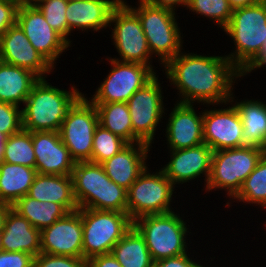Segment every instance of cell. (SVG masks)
<instances>
[{"mask_svg":"<svg viewBox=\"0 0 266 267\" xmlns=\"http://www.w3.org/2000/svg\"><path fill=\"white\" fill-rule=\"evenodd\" d=\"M163 68L170 84L178 90L177 103H203L208 109L210 105H226L236 80L241 78L226 55L207 56L181 51Z\"/></svg>","mask_w":266,"mask_h":267,"instance_id":"6da1fadb","label":"cell"},{"mask_svg":"<svg viewBox=\"0 0 266 267\" xmlns=\"http://www.w3.org/2000/svg\"><path fill=\"white\" fill-rule=\"evenodd\" d=\"M40 78L32 87L22 110L23 129L59 132L67 111L83 94L76 86L67 91Z\"/></svg>","mask_w":266,"mask_h":267,"instance_id":"7a4b0ae2","label":"cell"},{"mask_svg":"<svg viewBox=\"0 0 266 267\" xmlns=\"http://www.w3.org/2000/svg\"><path fill=\"white\" fill-rule=\"evenodd\" d=\"M71 177L79 209L127 213V190L112 181L101 164L77 162Z\"/></svg>","mask_w":266,"mask_h":267,"instance_id":"3957f363","label":"cell"},{"mask_svg":"<svg viewBox=\"0 0 266 267\" xmlns=\"http://www.w3.org/2000/svg\"><path fill=\"white\" fill-rule=\"evenodd\" d=\"M235 49L226 57L241 73L260 53L266 39V0L233 10L223 29Z\"/></svg>","mask_w":266,"mask_h":267,"instance_id":"277c9868","label":"cell"},{"mask_svg":"<svg viewBox=\"0 0 266 267\" xmlns=\"http://www.w3.org/2000/svg\"><path fill=\"white\" fill-rule=\"evenodd\" d=\"M117 5L130 7L138 15L151 55L158 57L162 66L183 50L184 40L181 37L176 12L151 3H141L137 4L138 7H132L126 0H117Z\"/></svg>","mask_w":266,"mask_h":267,"instance_id":"5b68a950","label":"cell"},{"mask_svg":"<svg viewBox=\"0 0 266 267\" xmlns=\"http://www.w3.org/2000/svg\"><path fill=\"white\" fill-rule=\"evenodd\" d=\"M182 218L179 213L172 211L144 215L133 221V226L143 236L153 261L188 253L186 240L191 232Z\"/></svg>","mask_w":266,"mask_h":267,"instance_id":"8992f818","label":"cell"},{"mask_svg":"<svg viewBox=\"0 0 266 267\" xmlns=\"http://www.w3.org/2000/svg\"><path fill=\"white\" fill-rule=\"evenodd\" d=\"M265 153L264 149L246 145L213 151L210 175L207 183L204 182L205 192L224 190L231 201Z\"/></svg>","mask_w":266,"mask_h":267,"instance_id":"52a82bcc","label":"cell"},{"mask_svg":"<svg viewBox=\"0 0 266 267\" xmlns=\"http://www.w3.org/2000/svg\"><path fill=\"white\" fill-rule=\"evenodd\" d=\"M83 228V258L112 252L115 244L133 226L128 213L81 209Z\"/></svg>","mask_w":266,"mask_h":267,"instance_id":"ba28073f","label":"cell"},{"mask_svg":"<svg viewBox=\"0 0 266 267\" xmlns=\"http://www.w3.org/2000/svg\"><path fill=\"white\" fill-rule=\"evenodd\" d=\"M150 171L147 166L127 190V213L132 221L144 215L174 211L170 204L175 185L162 169Z\"/></svg>","mask_w":266,"mask_h":267,"instance_id":"9c48e42d","label":"cell"},{"mask_svg":"<svg viewBox=\"0 0 266 267\" xmlns=\"http://www.w3.org/2000/svg\"><path fill=\"white\" fill-rule=\"evenodd\" d=\"M98 124L97 108L83 93L67 111L59 131L63 144L76 163L91 162L93 138Z\"/></svg>","mask_w":266,"mask_h":267,"instance_id":"30bf717a","label":"cell"},{"mask_svg":"<svg viewBox=\"0 0 266 267\" xmlns=\"http://www.w3.org/2000/svg\"><path fill=\"white\" fill-rule=\"evenodd\" d=\"M112 24V41L121 62H135L149 66L155 73L152 65L151 52L149 50L146 36L138 15L130 8L117 5L110 17ZM114 24V25H113Z\"/></svg>","mask_w":266,"mask_h":267,"instance_id":"8fae6325","label":"cell"},{"mask_svg":"<svg viewBox=\"0 0 266 267\" xmlns=\"http://www.w3.org/2000/svg\"><path fill=\"white\" fill-rule=\"evenodd\" d=\"M162 94L160 80L156 74L128 100L127 105L133 127V143H145L152 147L157 126L163 119V115L165 116L166 109Z\"/></svg>","mask_w":266,"mask_h":267,"instance_id":"7c38bea8","label":"cell"},{"mask_svg":"<svg viewBox=\"0 0 266 267\" xmlns=\"http://www.w3.org/2000/svg\"><path fill=\"white\" fill-rule=\"evenodd\" d=\"M111 69L95 94L89 100L92 103L125 102L156 73L147 65L135 62H121L111 57L106 58Z\"/></svg>","mask_w":266,"mask_h":267,"instance_id":"4fadbf2b","label":"cell"},{"mask_svg":"<svg viewBox=\"0 0 266 267\" xmlns=\"http://www.w3.org/2000/svg\"><path fill=\"white\" fill-rule=\"evenodd\" d=\"M16 23L31 45L55 68L56 61L71 45L45 20L36 5H19ZM66 50V51H65Z\"/></svg>","mask_w":266,"mask_h":267,"instance_id":"5bb4252c","label":"cell"},{"mask_svg":"<svg viewBox=\"0 0 266 267\" xmlns=\"http://www.w3.org/2000/svg\"><path fill=\"white\" fill-rule=\"evenodd\" d=\"M227 108L203 110V141L213 151L244 146L243 125L233 104Z\"/></svg>","mask_w":266,"mask_h":267,"instance_id":"9a60e30c","label":"cell"},{"mask_svg":"<svg viewBox=\"0 0 266 267\" xmlns=\"http://www.w3.org/2000/svg\"><path fill=\"white\" fill-rule=\"evenodd\" d=\"M40 253L83 257L81 209L67 213L41 230Z\"/></svg>","mask_w":266,"mask_h":267,"instance_id":"2e32d148","label":"cell"},{"mask_svg":"<svg viewBox=\"0 0 266 267\" xmlns=\"http://www.w3.org/2000/svg\"><path fill=\"white\" fill-rule=\"evenodd\" d=\"M0 61L25 68L39 78L55 69L30 43L17 23L0 36Z\"/></svg>","mask_w":266,"mask_h":267,"instance_id":"e0dca14e","label":"cell"},{"mask_svg":"<svg viewBox=\"0 0 266 267\" xmlns=\"http://www.w3.org/2000/svg\"><path fill=\"white\" fill-rule=\"evenodd\" d=\"M170 160L161 169L176 186L194 180L201 175L207 183L213 150L205 143L180 150H169Z\"/></svg>","mask_w":266,"mask_h":267,"instance_id":"ac0fdd59","label":"cell"},{"mask_svg":"<svg viewBox=\"0 0 266 267\" xmlns=\"http://www.w3.org/2000/svg\"><path fill=\"white\" fill-rule=\"evenodd\" d=\"M35 169L39 174L71 175L75 166L60 133L55 131L32 132Z\"/></svg>","mask_w":266,"mask_h":267,"instance_id":"d6986e66","label":"cell"},{"mask_svg":"<svg viewBox=\"0 0 266 267\" xmlns=\"http://www.w3.org/2000/svg\"><path fill=\"white\" fill-rule=\"evenodd\" d=\"M194 104H174L166 124L165 137L169 150L198 146L203 141V111H195Z\"/></svg>","mask_w":266,"mask_h":267,"instance_id":"ffe728a7","label":"cell"},{"mask_svg":"<svg viewBox=\"0 0 266 267\" xmlns=\"http://www.w3.org/2000/svg\"><path fill=\"white\" fill-rule=\"evenodd\" d=\"M117 6V0H78L68 2L65 16L67 19V42L71 45L69 35L75 29L100 32L110 27V17Z\"/></svg>","mask_w":266,"mask_h":267,"instance_id":"44dd1931","label":"cell"},{"mask_svg":"<svg viewBox=\"0 0 266 267\" xmlns=\"http://www.w3.org/2000/svg\"><path fill=\"white\" fill-rule=\"evenodd\" d=\"M151 148L145 143H128L101 165L112 181L128 190L140 173L149 166L146 161Z\"/></svg>","mask_w":266,"mask_h":267,"instance_id":"7402d4cb","label":"cell"},{"mask_svg":"<svg viewBox=\"0 0 266 267\" xmlns=\"http://www.w3.org/2000/svg\"><path fill=\"white\" fill-rule=\"evenodd\" d=\"M2 246L5 252H25L36 256L40 253L41 230L9 207L4 218Z\"/></svg>","mask_w":266,"mask_h":267,"instance_id":"603a6c76","label":"cell"},{"mask_svg":"<svg viewBox=\"0 0 266 267\" xmlns=\"http://www.w3.org/2000/svg\"><path fill=\"white\" fill-rule=\"evenodd\" d=\"M28 196L38 201L60 204L68 213L79 209L74 197L71 175L37 173Z\"/></svg>","mask_w":266,"mask_h":267,"instance_id":"cb8c5ba5","label":"cell"},{"mask_svg":"<svg viewBox=\"0 0 266 267\" xmlns=\"http://www.w3.org/2000/svg\"><path fill=\"white\" fill-rule=\"evenodd\" d=\"M234 96L232 92L229 103L235 106L240 116L244 146H254L266 151V102L259 101L260 99L237 102Z\"/></svg>","mask_w":266,"mask_h":267,"instance_id":"d4e9b609","label":"cell"},{"mask_svg":"<svg viewBox=\"0 0 266 267\" xmlns=\"http://www.w3.org/2000/svg\"><path fill=\"white\" fill-rule=\"evenodd\" d=\"M39 79L28 69L0 61V102L19 107L24 105L33 85Z\"/></svg>","mask_w":266,"mask_h":267,"instance_id":"484cf974","label":"cell"},{"mask_svg":"<svg viewBox=\"0 0 266 267\" xmlns=\"http://www.w3.org/2000/svg\"><path fill=\"white\" fill-rule=\"evenodd\" d=\"M36 175L35 168L0 163V202L11 207L19 198L28 195Z\"/></svg>","mask_w":266,"mask_h":267,"instance_id":"4316f807","label":"cell"},{"mask_svg":"<svg viewBox=\"0 0 266 267\" xmlns=\"http://www.w3.org/2000/svg\"><path fill=\"white\" fill-rule=\"evenodd\" d=\"M122 267H152L153 259L143 236L132 226L112 249Z\"/></svg>","mask_w":266,"mask_h":267,"instance_id":"83f0119b","label":"cell"},{"mask_svg":"<svg viewBox=\"0 0 266 267\" xmlns=\"http://www.w3.org/2000/svg\"><path fill=\"white\" fill-rule=\"evenodd\" d=\"M11 207L39 230L51 226L68 213L60 204L38 201L28 195L19 198Z\"/></svg>","mask_w":266,"mask_h":267,"instance_id":"f1b7e54d","label":"cell"},{"mask_svg":"<svg viewBox=\"0 0 266 267\" xmlns=\"http://www.w3.org/2000/svg\"><path fill=\"white\" fill-rule=\"evenodd\" d=\"M93 104L97 108L100 125L127 143H133V127L127 103L111 102Z\"/></svg>","mask_w":266,"mask_h":267,"instance_id":"f546056e","label":"cell"},{"mask_svg":"<svg viewBox=\"0 0 266 267\" xmlns=\"http://www.w3.org/2000/svg\"><path fill=\"white\" fill-rule=\"evenodd\" d=\"M237 202L256 204L266 209V153L257 163L255 169L242 183L238 194L233 198Z\"/></svg>","mask_w":266,"mask_h":267,"instance_id":"4dcf8cb0","label":"cell"},{"mask_svg":"<svg viewBox=\"0 0 266 267\" xmlns=\"http://www.w3.org/2000/svg\"><path fill=\"white\" fill-rule=\"evenodd\" d=\"M3 161L35 168L32 132L22 129L7 137Z\"/></svg>","mask_w":266,"mask_h":267,"instance_id":"1f68e13d","label":"cell"},{"mask_svg":"<svg viewBox=\"0 0 266 267\" xmlns=\"http://www.w3.org/2000/svg\"><path fill=\"white\" fill-rule=\"evenodd\" d=\"M128 143L98 124L93 138L91 162L101 164L123 149Z\"/></svg>","mask_w":266,"mask_h":267,"instance_id":"d6a6232c","label":"cell"},{"mask_svg":"<svg viewBox=\"0 0 266 267\" xmlns=\"http://www.w3.org/2000/svg\"><path fill=\"white\" fill-rule=\"evenodd\" d=\"M186 9L213 20L222 30L228 25L233 13L228 0H189Z\"/></svg>","mask_w":266,"mask_h":267,"instance_id":"836d02e7","label":"cell"},{"mask_svg":"<svg viewBox=\"0 0 266 267\" xmlns=\"http://www.w3.org/2000/svg\"><path fill=\"white\" fill-rule=\"evenodd\" d=\"M66 0H41L36 6L43 13L46 22L67 41Z\"/></svg>","mask_w":266,"mask_h":267,"instance_id":"e575fe53","label":"cell"},{"mask_svg":"<svg viewBox=\"0 0 266 267\" xmlns=\"http://www.w3.org/2000/svg\"><path fill=\"white\" fill-rule=\"evenodd\" d=\"M19 106L0 102V132L9 137L23 129L22 110Z\"/></svg>","mask_w":266,"mask_h":267,"instance_id":"d590c367","label":"cell"},{"mask_svg":"<svg viewBox=\"0 0 266 267\" xmlns=\"http://www.w3.org/2000/svg\"><path fill=\"white\" fill-rule=\"evenodd\" d=\"M33 267H87V260L83 257L39 253L34 256Z\"/></svg>","mask_w":266,"mask_h":267,"instance_id":"8d00e7d4","label":"cell"},{"mask_svg":"<svg viewBox=\"0 0 266 267\" xmlns=\"http://www.w3.org/2000/svg\"><path fill=\"white\" fill-rule=\"evenodd\" d=\"M17 0H0V36L16 23Z\"/></svg>","mask_w":266,"mask_h":267,"instance_id":"74e56055","label":"cell"},{"mask_svg":"<svg viewBox=\"0 0 266 267\" xmlns=\"http://www.w3.org/2000/svg\"><path fill=\"white\" fill-rule=\"evenodd\" d=\"M34 256L25 252H0V267H33Z\"/></svg>","mask_w":266,"mask_h":267,"instance_id":"f35d334b","label":"cell"},{"mask_svg":"<svg viewBox=\"0 0 266 267\" xmlns=\"http://www.w3.org/2000/svg\"><path fill=\"white\" fill-rule=\"evenodd\" d=\"M199 263L195 262V259L190 258L188 252L179 256L154 261L152 267H205Z\"/></svg>","mask_w":266,"mask_h":267,"instance_id":"ab89813d","label":"cell"},{"mask_svg":"<svg viewBox=\"0 0 266 267\" xmlns=\"http://www.w3.org/2000/svg\"><path fill=\"white\" fill-rule=\"evenodd\" d=\"M87 267H122L112 253L97 255L87 260Z\"/></svg>","mask_w":266,"mask_h":267,"instance_id":"60d3db41","label":"cell"},{"mask_svg":"<svg viewBox=\"0 0 266 267\" xmlns=\"http://www.w3.org/2000/svg\"><path fill=\"white\" fill-rule=\"evenodd\" d=\"M266 67V39L259 55L240 73L241 77L249 75L253 70Z\"/></svg>","mask_w":266,"mask_h":267,"instance_id":"b9f144b4","label":"cell"},{"mask_svg":"<svg viewBox=\"0 0 266 267\" xmlns=\"http://www.w3.org/2000/svg\"><path fill=\"white\" fill-rule=\"evenodd\" d=\"M189 0H153L151 4L170 9L171 11H176V8L179 7L180 5L182 7H187Z\"/></svg>","mask_w":266,"mask_h":267,"instance_id":"7bdbcfd3","label":"cell"},{"mask_svg":"<svg viewBox=\"0 0 266 267\" xmlns=\"http://www.w3.org/2000/svg\"><path fill=\"white\" fill-rule=\"evenodd\" d=\"M233 10L257 4L263 0H228Z\"/></svg>","mask_w":266,"mask_h":267,"instance_id":"ee69618b","label":"cell"},{"mask_svg":"<svg viewBox=\"0 0 266 267\" xmlns=\"http://www.w3.org/2000/svg\"><path fill=\"white\" fill-rule=\"evenodd\" d=\"M9 207V205L0 202V232L3 229L4 218Z\"/></svg>","mask_w":266,"mask_h":267,"instance_id":"f6af8a7d","label":"cell"},{"mask_svg":"<svg viewBox=\"0 0 266 267\" xmlns=\"http://www.w3.org/2000/svg\"><path fill=\"white\" fill-rule=\"evenodd\" d=\"M6 140L7 136L0 132V163H2L4 159V149Z\"/></svg>","mask_w":266,"mask_h":267,"instance_id":"bcb514c9","label":"cell"},{"mask_svg":"<svg viewBox=\"0 0 266 267\" xmlns=\"http://www.w3.org/2000/svg\"><path fill=\"white\" fill-rule=\"evenodd\" d=\"M19 5H36L41 0H17Z\"/></svg>","mask_w":266,"mask_h":267,"instance_id":"7dc6e473","label":"cell"},{"mask_svg":"<svg viewBox=\"0 0 266 267\" xmlns=\"http://www.w3.org/2000/svg\"><path fill=\"white\" fill-rule=\"evenodd\" d=\"M153 0H138V3H151Z\"/></svg>","mask_w":266,"mask_h":267,"instance_id":"c3c4849f","label":"cell"},{"mask_svg":"<svg viewBox=\"0 0 266 267\" xmlns=\"http://www.w3.org/2000/svg\"><path fill=\"white\" fill-rule=\"evenodd\" d=\"M2 233L0 232V252L3 251V246H2Z\"/></svg>","mask_w":266,"mask_h":267,"instance_id":"681fc988","label":"cell"}]
</instances>
